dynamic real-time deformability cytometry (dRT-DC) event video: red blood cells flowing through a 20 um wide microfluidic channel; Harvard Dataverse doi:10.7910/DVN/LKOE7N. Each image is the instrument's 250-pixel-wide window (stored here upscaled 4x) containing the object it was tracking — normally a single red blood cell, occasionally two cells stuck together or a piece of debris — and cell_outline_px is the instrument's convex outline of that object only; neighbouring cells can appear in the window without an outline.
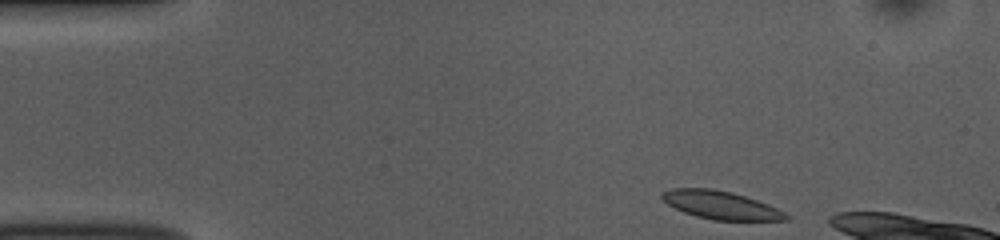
{"species": "common noctule bat (a hibernating species)", "species_latin": "Nyctalus noctula", "temperature_condition": "room temperature", "stored_images_in_passage": 40, "camera_frame_rate_fps": 3000, "um_per_image_px": 0.085, "animal": {"sex": "female", "body_mass_g": 10.0, "forearm_length_mm": 53.1}, "frame": {"image": 1, "passage_image": 1, "time_ms": 0.0, "image_size_px": [1000, 240], "cell_outline_px": [[788, 220], [712, 220], [696, 216], [684, 212], [668, 204], [660, 196], [660, 192], [672, 188], [712, 188], [732, 192], [756, 200], [776, 208], [784, 212], [788, 216]], "centroid_in_image_um": [61.22, 17.42], "position_along_channel_um": 23.8, "area_um2": 20.11}}
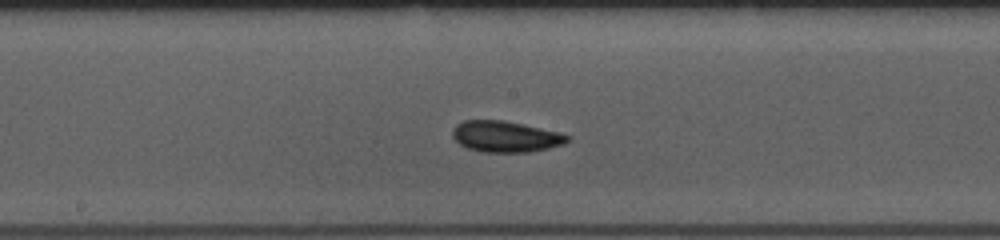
{"frame": {"image": 2, "passage_image": 21, "time_ms": 6.667, "image_size_px": [1000, 240], "cell_outline_px": [[572, 140], [564, 144], [548, 148], [528, 152], [484, 152], [468, 148], [460, 144], [452, 136], [452, 132], [456, 124], [464, 120], [504, 120], [560, 132], [572, 136]], "centroid_in_image_um": [43.01, 11.6], "position_along_channel_um": 205.2, "area_um2": 20.92}}
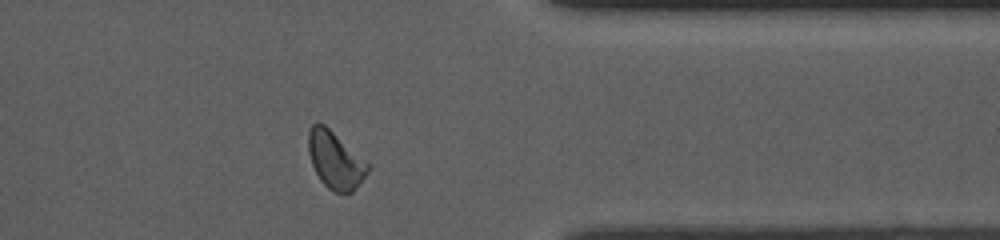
{"frame": {"image": 3, "passage_image": 36, "time_ms": 11.667, "image_size_px": [1000, 240], "cell_outline_px": [[368, 172], [352, 192], [336, 192], [328, 188], [320, 180], [312, 164], [308, 152], [308, 132], [312, 124], [316, 120], [324, 124], [368, 164]], "centroid_in_image_um": [28.44, 13.59], "position_along_channel_um": 383.0, "area_um2": 19.31}, "authors_computed_cell_mechanics": {"area_um2": 20.1144, "velocity_mm_per_s": 3.7804, "shape_relaxation_time_tau1_ms": 2.3678, "shape_relaxation_time_tau2_ms": 3.7829, "deformation_change_tau1": 0.0716, "deformation_change_tau2": 0.0724}}